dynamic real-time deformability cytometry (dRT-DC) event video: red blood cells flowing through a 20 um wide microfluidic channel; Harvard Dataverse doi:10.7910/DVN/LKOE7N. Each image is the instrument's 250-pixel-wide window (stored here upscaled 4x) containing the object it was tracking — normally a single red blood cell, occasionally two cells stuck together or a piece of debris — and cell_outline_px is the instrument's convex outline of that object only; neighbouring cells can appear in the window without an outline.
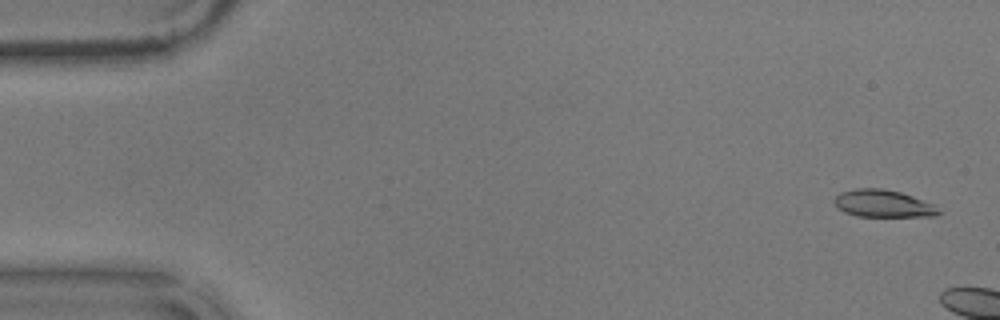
{"species": "common noctule bat (a hibernating species)", "species_latin": "Nyctalus noctula", "temperature_condition": "warm", "stored_images_in_passage": 6, "camera_frame_rate_fps": 3000, "um_per_image_px": 0.085, "animal": {"sex": "male", "body_mass_g": 17.9}, "frame": {"image": 1, "passage_image": 2, "time_ms": 0.333, "image_size_px": [1000, 320], "cell_outline_px": [[944, 212], [936, 216], [856, 216], [844, 212], [836, 208], [832, 200], [840, 192], [856, 188], [880, 188], [900, 192], [912, 196], [932, 204]], "centroid_in_image_um": [75.03, 17.31], "position_along_channel_um": 10.0, "area_um2": 16.7}}